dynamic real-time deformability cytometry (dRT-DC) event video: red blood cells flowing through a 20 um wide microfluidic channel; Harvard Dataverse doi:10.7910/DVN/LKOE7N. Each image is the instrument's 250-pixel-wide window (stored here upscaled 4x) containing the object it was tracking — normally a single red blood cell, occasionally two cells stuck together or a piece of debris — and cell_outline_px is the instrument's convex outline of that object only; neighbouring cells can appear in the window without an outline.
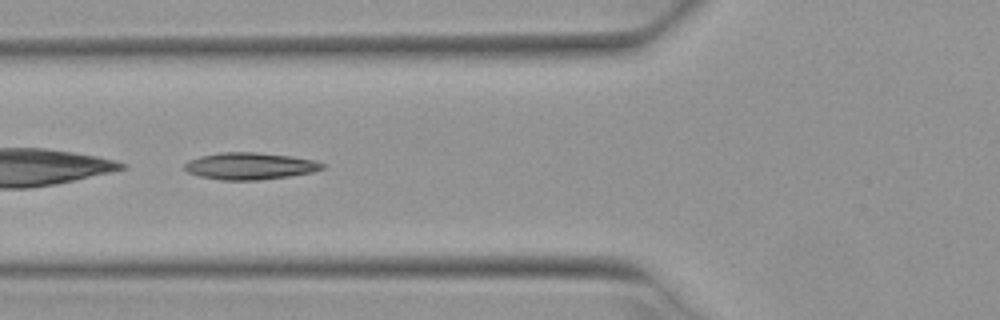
{"species": "Egyptian fruit bat (a non-hibernating species)", "species_latin": "Rousettus aegyptiacus", "temperature_condition": "warm", "stored_images_in_passage": 6, "camera_frame_rate_fps": 3000, "um_per_image_px": 0.085, "animal": {"sex": "female"}, "frame": {"image": 1, "passage_image": 3, "time_ms": 0.667, "image_size_px": [1000, 320], "cell_outline_px": [[324, 168], [312, 172], [288, 176], [260, 180], [224, 180], [200, 176], [188, 172], [184, 168], [184, 164], [188, 160], [200, 156], [220, 152], [256, 152], [292, 156], [316, 160], [324, 164]], "centroid_in_image_um": [21.24, 14.1], "position_along_channel_um": 104.6, "area_um2": 21.62}}
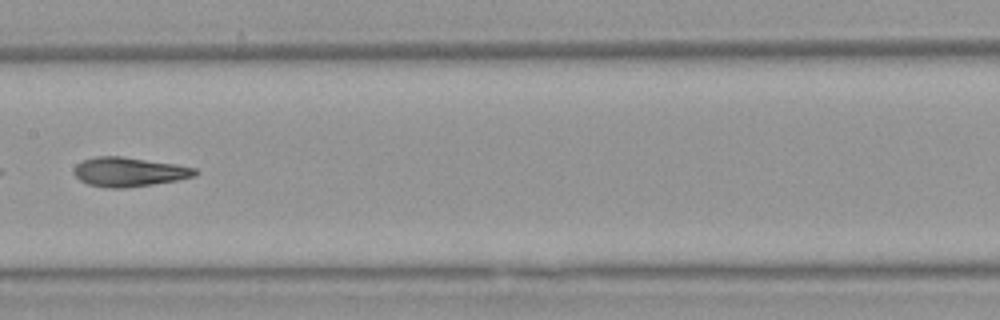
{"frame": {"image": 2, "passage_image": 5, "time_ms": 1.333, "image_size_px": [1000, 320], "cell_outline_px": [[200, 172], [196, 176], [176, 180], [152, 184], [124, 188], [108, 188], [88, 184], [80, 180], [72, 172], [76, 164], [84, 160], [96, 156], [120, 156], [176, 164], [196, 168]], "centroid_in_image_um": [10.97, 14.61], "position_along_channel_um": 196.4, "area_um2": 20.63}}
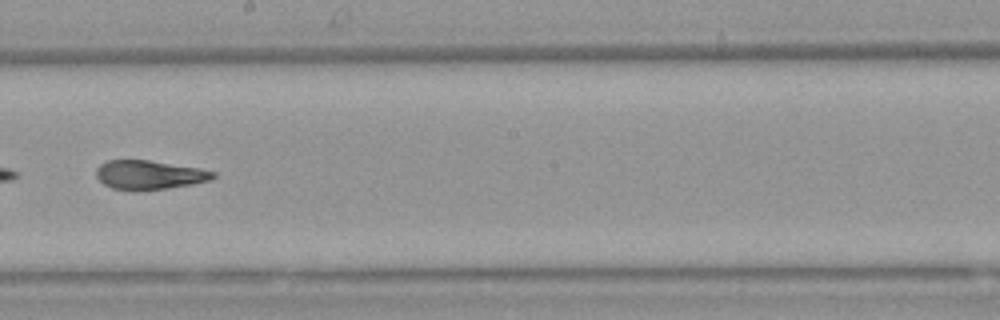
{"frame": {"image": 3, "passage_image": 6, "time_ms": 1.667, "image_size_px": [1000, 320], "cell_outline_px": [[216, 176], [212, 180], [192, 184], [168, 188], [112, 188], [104, 184], [96, 176], [96, 168], [100, 164], [108, 160], [148, 160], [200, 168], [216, 172]], "centroid_in_image_um": [12.73, 14.83], "position_along_channel_um": 235.5, "area_um2": 19.25}}